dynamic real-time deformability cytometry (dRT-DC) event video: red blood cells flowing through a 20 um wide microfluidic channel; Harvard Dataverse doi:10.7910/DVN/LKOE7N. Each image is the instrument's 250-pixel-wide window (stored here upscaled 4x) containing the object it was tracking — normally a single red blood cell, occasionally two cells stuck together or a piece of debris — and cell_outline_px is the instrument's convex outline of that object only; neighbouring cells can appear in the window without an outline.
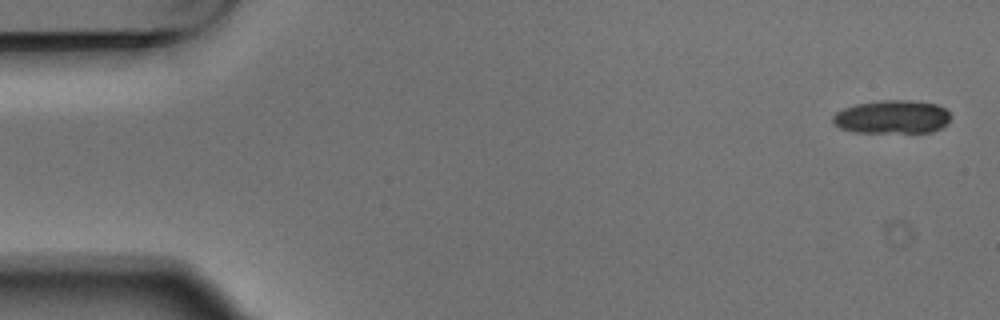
{"species": "Egyptian fruit bat (a non-hibernating species)", "species_latin": "Rousettus aegyptiacus", "temperature_condition": "warm", "stored_images_in_passage": 4, "camera_frame_rate_fps": 3000, "um_per_image_px": 0.085, "animal": {"sex": "male"}, "frame": {"image": 1, "passage_image": 1, "time_ms": 0.0, "image_size_px": [1000, 320], "cell_outline_px": [[948, 124], [932, 132], [856, 132], [840, 128], [832, 120], [832, 116], [836, 112], [844, 108], [856, 104], [880, 100], [908, 100], [936, 104], [944, 108], [948, 112]], "centroid_in_image_um": [75.82, 9.94], "position_along_channel_um": 9.2, "area_um2": 22.77}}
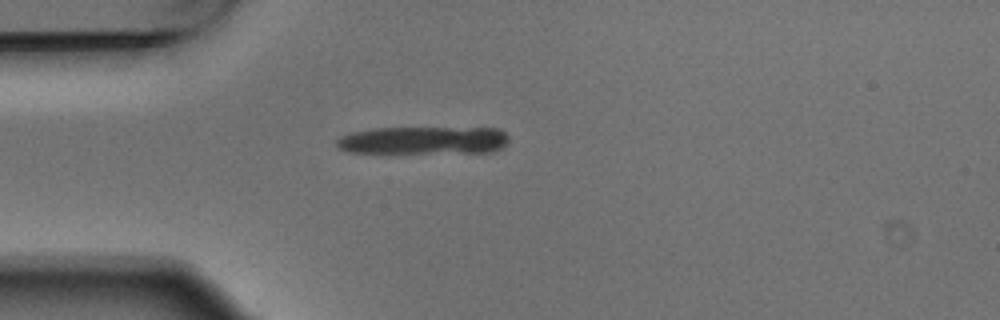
{"frame": {"image": 2, "passage_image": 4, "time_ms": 1.0, "image_size_px": [1000, 320], "cell_outline_px": [[508, 144], [504, 148], [492, 152], [380, 156], [348, 152], [336, 148], [336, 140], [340, 136], [352, 132], [372, 128], [496, 128], [504, 132], [508, 136]], "centroid_in_image_um": [35.91, 12.0], "position_along_channel_um": 49.1, "area_um2": 30.0}}